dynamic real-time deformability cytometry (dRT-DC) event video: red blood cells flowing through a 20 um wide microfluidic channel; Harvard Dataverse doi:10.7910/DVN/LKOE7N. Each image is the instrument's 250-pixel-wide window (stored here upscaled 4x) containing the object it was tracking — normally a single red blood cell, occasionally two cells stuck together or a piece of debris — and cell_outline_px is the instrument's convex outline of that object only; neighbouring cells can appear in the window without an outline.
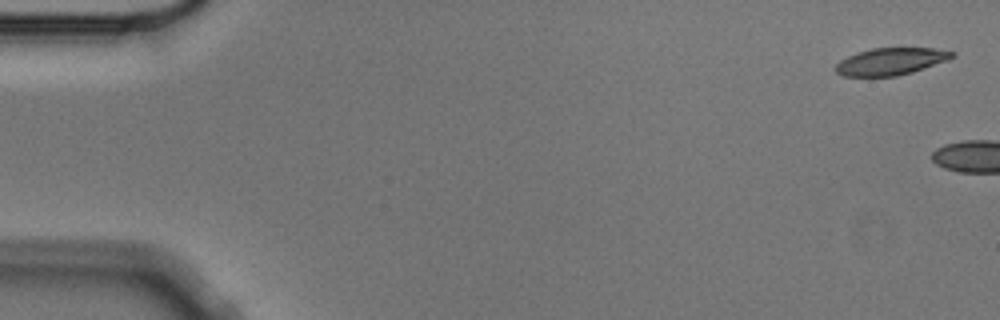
{"species": "Egyptian fruit bat (a non-hibernating species)", "species_latin": "Rousettus aegyptiacus", "temperature_condition": "cold", "stored_images_in_passage": 2, "camera_frame_rate_fps": 3000, "um_per_image_px": 0.085, "animal": {"sex": "male"}, "frame": {"image": 1, "passage_image": 1, "time_ms": 0.0, "image_size_px": [1000, 320], "cell_outline_px": [[956, 56], [948, 60], [912, 72], [896, 76], [844, 76], [836, 72], [836, 64], [840, 60], [848, 56], [872, 48], [932, 48], [956, 52]], "centroid_in_image_um": [75.75, 5.22], "position_along_channel_um": 9.3, "area_um2": 18.26}}